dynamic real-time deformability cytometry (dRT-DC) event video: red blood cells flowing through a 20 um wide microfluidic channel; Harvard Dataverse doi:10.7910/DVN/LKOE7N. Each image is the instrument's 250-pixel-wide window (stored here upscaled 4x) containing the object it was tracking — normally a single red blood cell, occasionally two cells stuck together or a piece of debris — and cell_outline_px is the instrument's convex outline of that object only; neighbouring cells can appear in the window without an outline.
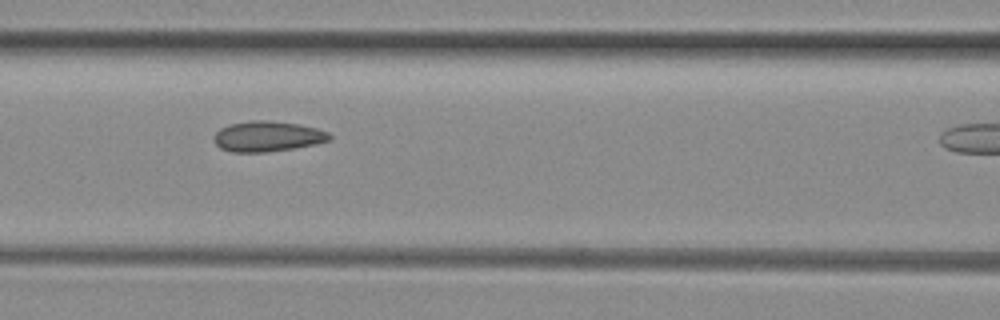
{"species": "common noctule bat (a hibernating species)", "species_latin": "Nyctalus noctula", "temperature_condition": "room temperature", "stored_images_in_passage": 6, "camera_frame_rate_fps": 3000, "um_per_image_px": 0.085, "animal": {"sex": "female", "body_mass_g": 29.2, "forearm_length_mm": 56.3}, "frame": {"image": 1, "passage_image": 5, "time_ms": 1.333, "image_size_px": [1000, 320], "cell_outline_px": [[332, 140], [316, 144], [292, 148], [264, 152], [232, 152], [220, 148], [216, 144], [212, 136], [220, 128], [228, 124], [252, 120], [264, 120], [296, 124], [316, 128], [328, 132], [332, 136]], "centroid_in_image_um": [22.72, 11.59], "position_along_channel_um": 143.9, "area_um2": 20.46}}